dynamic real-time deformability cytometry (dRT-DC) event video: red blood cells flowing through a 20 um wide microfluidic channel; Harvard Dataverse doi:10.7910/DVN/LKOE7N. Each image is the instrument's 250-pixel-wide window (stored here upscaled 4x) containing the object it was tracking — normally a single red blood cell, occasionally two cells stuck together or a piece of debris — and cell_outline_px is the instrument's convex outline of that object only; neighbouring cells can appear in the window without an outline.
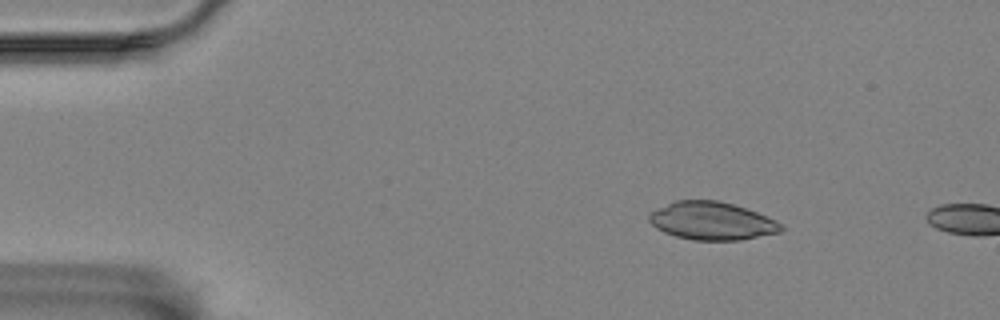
{"species": "Egyptian fruit bat (a non-hibernating species)", "species_latin": "Rousettus aegyptiacus", "temperature_condition": "room temperature", "stored_images_in_passage": 4, "camera_frame_rate_fps": 3000, "um_per_image_px": 0.085, "animal": {"sex": "female"}, "frame": {"image": 1, "passage_image": 1, "time_ms": 0.0, "image_size_px": [1000, 320], "cell_outline_px": [[784, 228], [780, 232], [740, 240], [692, 240], [676, 236], [664, 232], [656, 228], [648, 220], [648, 216], [652, 212], [676, 200], [716, 200], [732, 204], [756, 212], [776, 220]], "centroid_in_image_um": [60.51, 18.79], "position_along_channel_um": 24.5, "area_um2": 28.84}}